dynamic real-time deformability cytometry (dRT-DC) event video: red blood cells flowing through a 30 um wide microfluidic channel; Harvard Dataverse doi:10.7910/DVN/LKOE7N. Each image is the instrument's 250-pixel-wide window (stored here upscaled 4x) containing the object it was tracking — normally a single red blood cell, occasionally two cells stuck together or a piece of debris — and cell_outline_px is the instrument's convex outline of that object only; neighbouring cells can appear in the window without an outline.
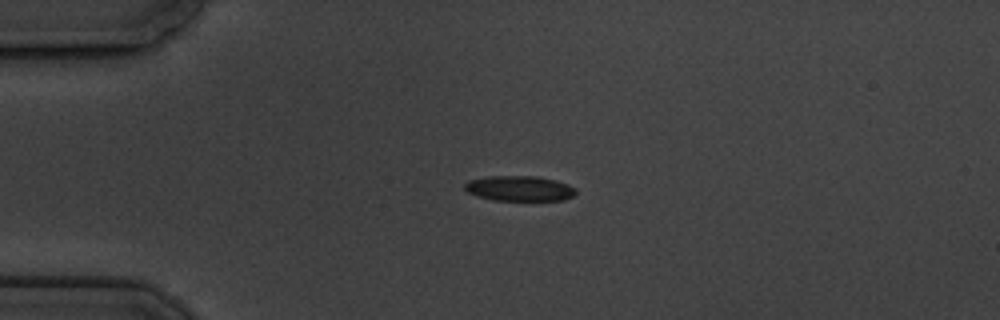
{"species": "common noctule bat (a hibernating species)", "species_latin": "Nyctalus noctula", "temperature_condition": "cold", "stored_images_in_passage": 2, "camera_frame_rate_fps": 3000, "um_per_image_px": 0.085, "animal": {"sex": "male", "body_mass_g": 19.5, "forearm_length_mm": 54.6}, "frame": {"image": 1, "passage_image": 1, "time_ms": 0.0, "image_size_px": [1000, 320], "cell_outline_px": [[576, 192], [572, 196], [564, 200], [492, 200], [476, 196], [468, 192], [464, 188], [464, 184], [468, 180], [488, 176], [536, 176], [556, 180], [568, 184], [576, 188]], "centroid_in_image_um": [44.14, 16.01], "position_along_channel_um": 40.9, "area_um2": 16.42}}